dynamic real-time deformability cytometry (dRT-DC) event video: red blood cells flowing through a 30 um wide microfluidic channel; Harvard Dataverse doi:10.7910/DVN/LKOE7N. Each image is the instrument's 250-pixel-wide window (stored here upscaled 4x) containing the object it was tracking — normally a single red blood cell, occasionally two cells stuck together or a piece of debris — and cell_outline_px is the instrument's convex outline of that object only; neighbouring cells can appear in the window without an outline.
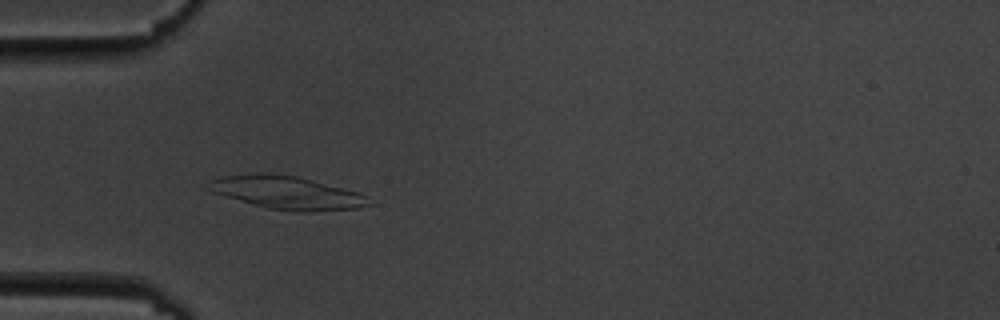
{"species": "common noctule bat (a hibernating species)", "species_latin": "Nyctalus noctula", "temperature_condition": "cold", "stored_images_in_passage": 7, "camera_frame_rate_fps": 3000, "um_per_image_px": 0.085, "animal": {"sex": "male", "body_mass_g": 19.5, "forearm_length_mm": 54.6}, "frame": {"image": 1, "passage_image": 5, "time_ms": 5.333, "image_size_px": [1000, 320], "cell_outline_px": [[368, 204], [356, 208], [304, 212], [296, 212], [268, 208], [224, 196], [212, 192], [204, 188], [212, 180], [220, 176], [268, 172], [296, 176], [360, 192], [368, 196]], "centroid_in_image_um": [24.34, 16.36], "position_along_channel_um": 60.7, "area_um2": 30.75}}
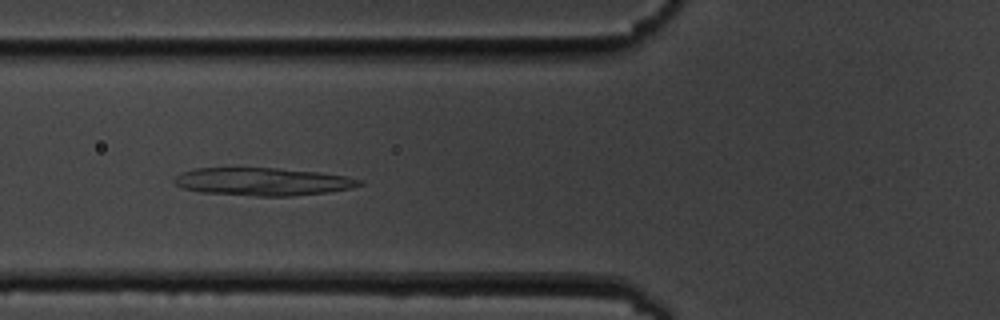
{"frame": {"image": 2, "passage_image": 6, "time_ms": 6.667, "image_size_px": [1000, 320], "cell_outline_px": [[364, 184], [352, 188], [328, 192], [292, 196], [256, 196], [200, 192], [184, 188], [176, 184], [172, 180], [180, 172], [196, 168], [232, 164], [320, 172], [344, 176], [364, 180]], "centroid_in_image_um": [22.26, 15.39], "position_along_channel_um": 103.5, "area_um2": 31.27}}
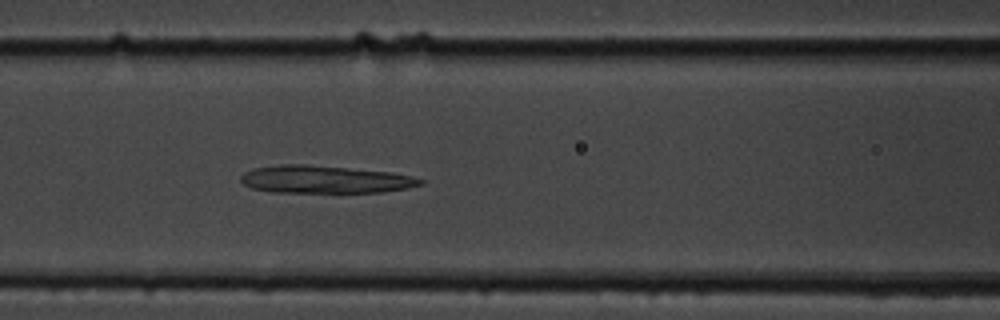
{"frame": {"image": 3, "passage_image": 7, "time_ms": 7.667, "image_size_px": [1000, 320], "cell_outline_px": [[424, 184], [408, 188], [380, 192], [272, 192], [252, 188], [244, 184], [240, 180], [240, 176], [244, 172], [252, 168], [280, 164], [304, 164], [392, 172], [412, 176], [424, 180]], "centroid_in_image_um": [27.6, 15.24], "position_along_channel_um": 139.0, "area_um2": 28.96}}